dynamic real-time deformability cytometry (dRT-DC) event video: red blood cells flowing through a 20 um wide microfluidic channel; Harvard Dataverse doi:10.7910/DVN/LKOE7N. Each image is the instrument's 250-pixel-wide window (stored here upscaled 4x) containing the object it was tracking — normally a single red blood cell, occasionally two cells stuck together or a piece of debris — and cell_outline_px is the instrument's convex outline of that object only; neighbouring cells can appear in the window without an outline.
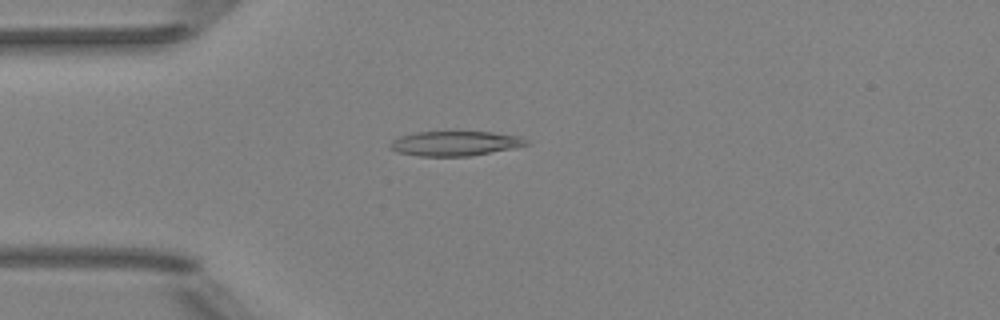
{"species": "Egyptian fruit bat (a non-hibernating species)", "species_latin": "Rousettus aegyptiacus", "temperature_condition": "room temperature", "stored_images_in_passage": 4, "camera_frame_rate_fps": 3000, "um_per_image_px": 0.085, "animal": {"sex": "female"}, "frame": {"image": 1, "passage_image": 4, "time_ms": 3.333, "image_size_px": [1000, 320], "cell_outline_px": [[528, 144], [468, 156], [420, 156], [396, 152], [388, 148], [388, 144], [392, 140], [400, 136], [416, 132], [492, 132], [520, 136], [528, 140]], "centroid_in_image_um": [38.58, 12.18], "position_along_channel_um": 46.4, "area_um2": 19.36}}